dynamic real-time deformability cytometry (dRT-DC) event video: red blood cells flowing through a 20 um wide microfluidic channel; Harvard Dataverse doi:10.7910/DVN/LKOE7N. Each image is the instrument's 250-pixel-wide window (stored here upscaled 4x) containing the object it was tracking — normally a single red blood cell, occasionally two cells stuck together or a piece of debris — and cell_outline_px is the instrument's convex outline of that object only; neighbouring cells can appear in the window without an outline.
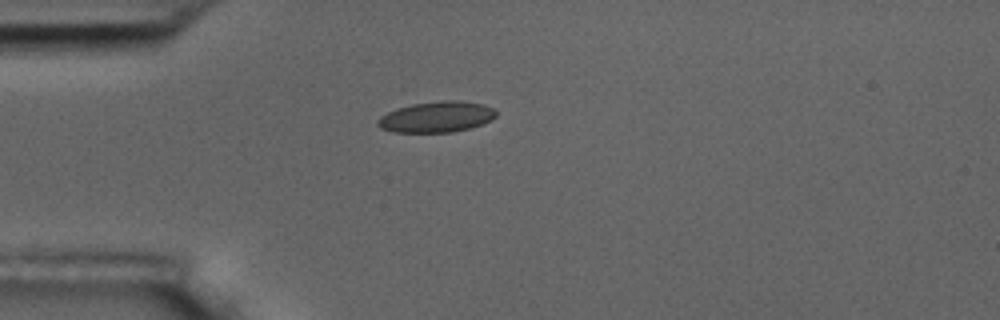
{"species": "common noctule bat (a hibernating species)", "species_latin": "Nyctalus noctula", "temperature_condition": "room temperature", "stored_images_in_passage": 1, "camera_frame_rate_fps": 3000, "um_per_image_px": 0.085, "animal": {"sex": "male", "body_mass_g": 17.5, "forearm_length_mm": 52.3}, "frame": {"image": 1, "passage_image": 1, "time_ms": 0.0, "image_size_px": [1000, 320], "cell_outline_px": [[496, 116], [492, 120], [472, 128], [452, 132], [392, 132], [380, 128], [376, 124], [376, 120], [380, 116], [396, 108], [412, 104], [440, 100], [460, 100], [484, 104], [496, 108]], "centroid_in_image_um": [37.12, 9.93], "position_along_channel_um": 47.9, "area_um2": 21.68}}